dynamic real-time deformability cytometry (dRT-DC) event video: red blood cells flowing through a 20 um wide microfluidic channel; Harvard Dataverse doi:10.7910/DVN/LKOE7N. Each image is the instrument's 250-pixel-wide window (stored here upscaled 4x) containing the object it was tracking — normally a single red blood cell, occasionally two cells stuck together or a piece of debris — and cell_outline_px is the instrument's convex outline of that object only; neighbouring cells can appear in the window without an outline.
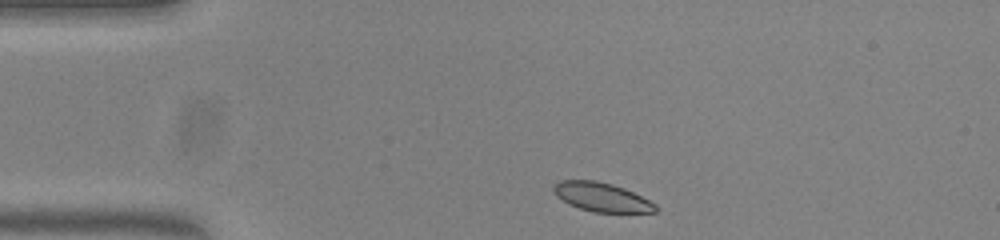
{"species": "common noctule bat (a hibernating species)", "species_latin": "Nyctalus noctula", "temperature_condition": "warm", "stored_images_in_passage": 37, "camera_frame_rate_fps": 3000, "um_per_image_px": 0.085, "animal": {"sex": "female", "body_mass_g": 23.0, "forearm_length_mm": 53.4}, "frame": {"image": 1, "passage_image": 1, "time_ms": 0.0, "image_size_px": [1000, 240], "cell_outline_px": [[660, 208], [656, 212], [592, 212], [568, 204], [556, 196], [552, 192], [552, 188], [560, 180], [596, 180], [612, 184], [624, 188], [656, 204]], "centroid_in_image_um": [51.12, 16.75], "position_along_channel_um": 33.9, "area_um2": 17.22}}
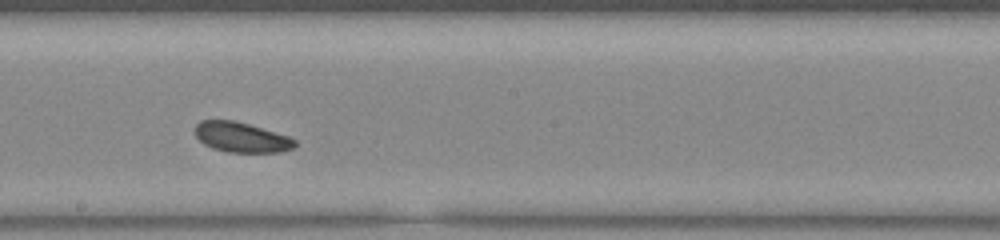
{"frame": {"image": 2, "passage_image": 20, "time_ms": 6.333, "image_size_px": [1000, 240], "cell_outline_px": [[296, 144], [292, 148], [280, 152], [228, 152], [212, 148], [204, 144], [196, 136], [196, 124], [200, 120], [232, 120], [248, 124], [288, 136], [296, 140]], "centroid_in_image_um": [20.5, 11.67], "position_along_channel_um": 227.7, "area_um2": 17.28}}
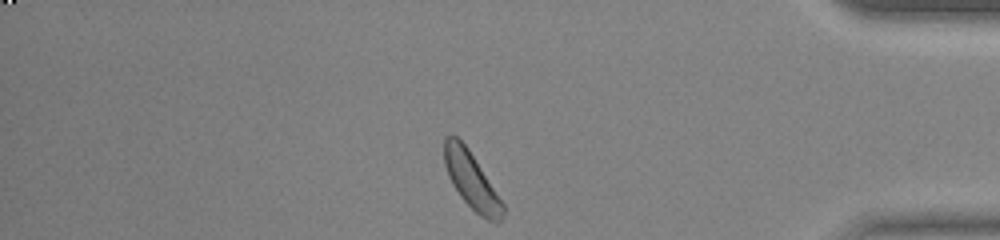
{"frame": {"image": 3, "passage_image": 36, "time_ms": 11.667, "image_size_px": [1000, 240], "cell_outline_px": [[504, 212], [500, 220], [496, 224], [480, 216], [460, 196], [452, 184], [448, 176], [444, 164], [444, 136], [456, 136], [468, 148], [504, 204]], "centroid_in_image_um": [40.06, 15.35], "position_along_channel_um": 395.1, "area_um2": 19.07}, "authors_computed_cell_mechanics": {"area_um2": 18.207, "velocity_mm_per_s": 3.757, "shape_relaxation_time_tau1_ms": 0.9288, "shape_relaxation_time_tau2_ms": 7.8378, "deformation_change_tau1": 0.0573, "deformation_change_tau2": 0.1199}}